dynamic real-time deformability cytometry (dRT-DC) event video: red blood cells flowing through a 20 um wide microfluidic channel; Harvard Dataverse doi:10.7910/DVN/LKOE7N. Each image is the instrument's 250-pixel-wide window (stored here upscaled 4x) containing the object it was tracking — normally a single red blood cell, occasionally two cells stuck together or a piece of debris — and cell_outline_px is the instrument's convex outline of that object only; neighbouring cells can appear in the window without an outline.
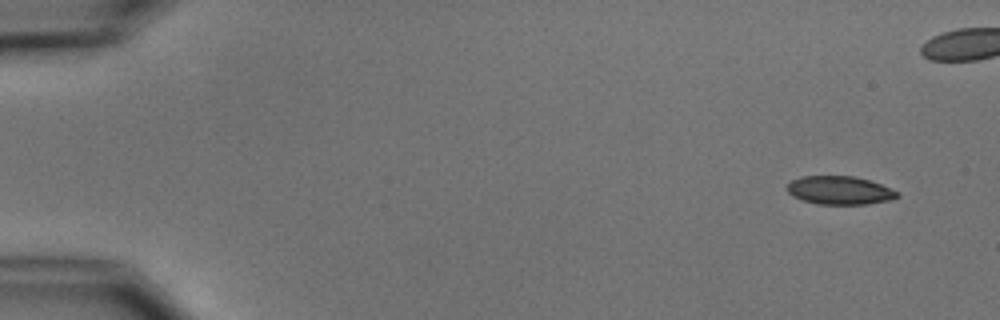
{"species": "common noctule bat (a hibernating species)", "species_latin": "Nyctalus noctula", "temperature_condition": "cold", "stored_images_in_passage": 3, "camera_frame_rate_fps": 3000, "um_per_image_px": 0.085, "animal": {"sex": "male", "body_mass_g": 15.6}, "frame": {"image": 1, "passage_image": 1, "time_ms": 0.0, "image_size_px": [1000, 320], "cell_outline_px": [[900, 196], [888, 200], [868, 204], [816, 204], [792, 196], [784, 188], [792, 180], [800, 176], [856, 176], [880, 184], [900, 192]], "centroid_in_image_um": [71.35, 16.17], "position_along_channel_um": 13.6, "area_um2": 18.26}}